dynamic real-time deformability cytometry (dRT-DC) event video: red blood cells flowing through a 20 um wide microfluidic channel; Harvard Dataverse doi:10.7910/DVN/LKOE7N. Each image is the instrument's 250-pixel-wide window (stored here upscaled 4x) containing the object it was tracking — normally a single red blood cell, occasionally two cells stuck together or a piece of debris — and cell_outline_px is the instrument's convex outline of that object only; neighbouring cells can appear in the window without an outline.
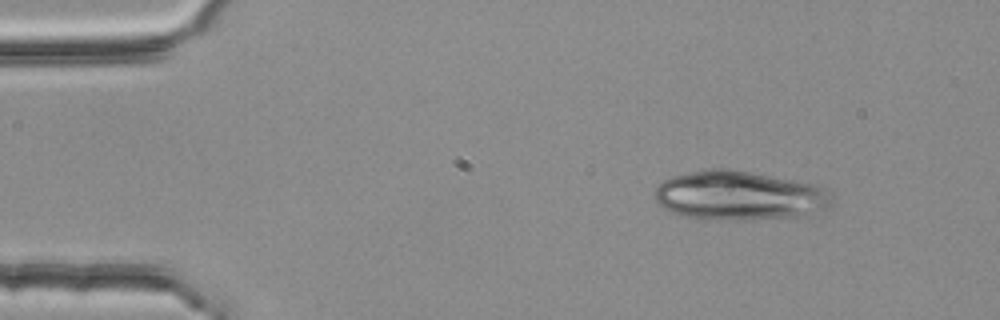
{"species": "common noctule bat (a hibernating species)", "species_latin": "Nyctalus noctula", "temperature_condition": "room temperature", "stored_images_in_passage": 3, "camera_frame_rate_fps": 3000, "um_per_image_px": 0.085, "animal": {"sex": "female", "body_mass_g": 25.1}, "frame": {"image": 1, "passage_image": 1, "time_ms": 0.0, "image_size_px": [1000, 320], "cell_outline_px": [[832, 208], [796, 216], [744, 220], [696, 220], [672, 212], [664, 208], [656, 200], [656, 188], [664, 180], [672, 176], [708, 168], [728, 168], [816, 184], [832, 192]], "centroid_in_image_um": [62.86, 16.63], "position_along_channel_um": 22.1, "area_um2": 51.15}}